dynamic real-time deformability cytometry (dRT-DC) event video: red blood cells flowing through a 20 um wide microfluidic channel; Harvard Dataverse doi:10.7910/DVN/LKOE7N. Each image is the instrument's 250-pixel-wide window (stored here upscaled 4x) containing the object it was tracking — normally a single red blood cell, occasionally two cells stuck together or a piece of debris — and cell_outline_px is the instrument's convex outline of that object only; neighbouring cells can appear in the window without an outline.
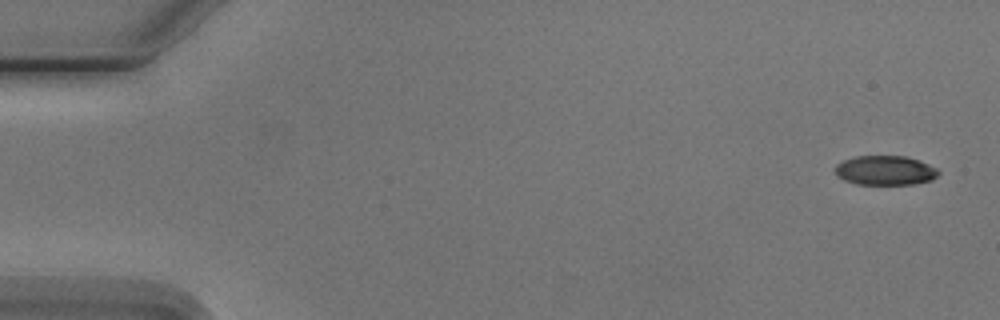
{"species": "Egyptian fruit bat (a non-hibernating species)", "species_latin": "Rousettus aegyptiacus", "temperature_condition": "cold", "stored_images_in_passage": 6, "camera_frame_rate_fps": 3000, "um_per_image_px": 0.085, "animal": {"sex": "male"}, "frame": {"image": 1, "passage_image": 1, "time_ms": 0.0, "image_size_px": [1000, 320], "cell_outline_px": [[940, 172], [932, 180], [912, 184], [856, 184], [844, 180], [836, 172], [836, 164], [844, 160], [856, 156], [904, 156], [920, 160], [936, 168]], "centroid_in_image_um": [75.26, 14.48], "position_along_channel_um": 9.7, "area_um2": 17.57}}
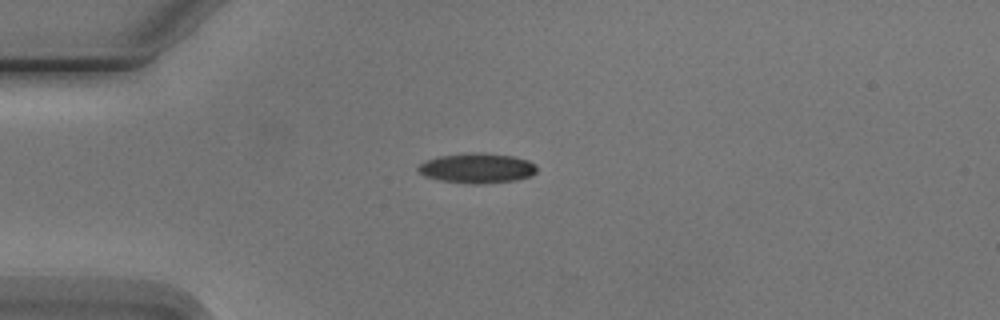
{"frame": {"image": 2, "passage_image": 4, "time_ms": 4.0, "image_size_px": [1000, 320], "cell_outline_px": [[536, 172], [528, 176], [516, 180], [480, 184], [472, 184], [440, 180], [424, 176], [416, 172], [416, 168], [424, 160], [436, 156], [464, 152], [484, 152], [512, 156], [528, 160], [536, 164]], "centroid_in_image_um": [40.48, 14.27], "position_along_channel_um": 44.5, "area_um2": 21.1}}
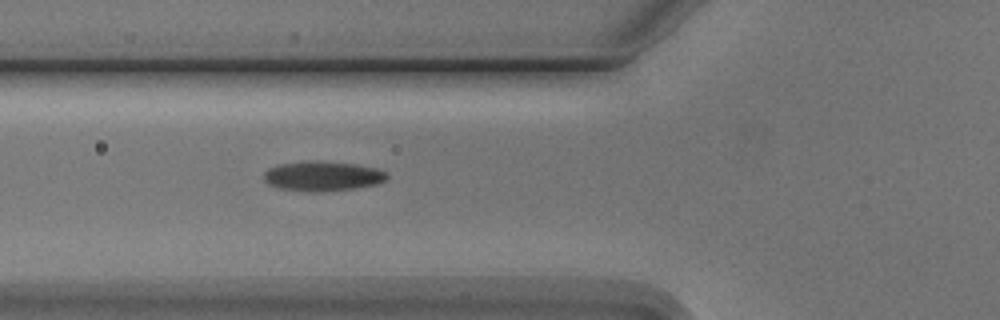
{"frame": {"image": 3, "passage_image": 6, "time_ms": 6.0, "image_size_px": [1000, 320], "cell_outline_px": [[388, 176], [384, 180], [376, 184], [356, 188], [324, 192], [308, 192], [276, 188], [268, 184], [264, 180], [264, 172], [268, 168], [280, 164], [308, 160], [316, 160], [356, 164], [376, 168], [384, 172]], "centroid_in_image_um": [27.37, 14.97], "position_along_channel_um": 98.4, "area_um2": 21.62}}